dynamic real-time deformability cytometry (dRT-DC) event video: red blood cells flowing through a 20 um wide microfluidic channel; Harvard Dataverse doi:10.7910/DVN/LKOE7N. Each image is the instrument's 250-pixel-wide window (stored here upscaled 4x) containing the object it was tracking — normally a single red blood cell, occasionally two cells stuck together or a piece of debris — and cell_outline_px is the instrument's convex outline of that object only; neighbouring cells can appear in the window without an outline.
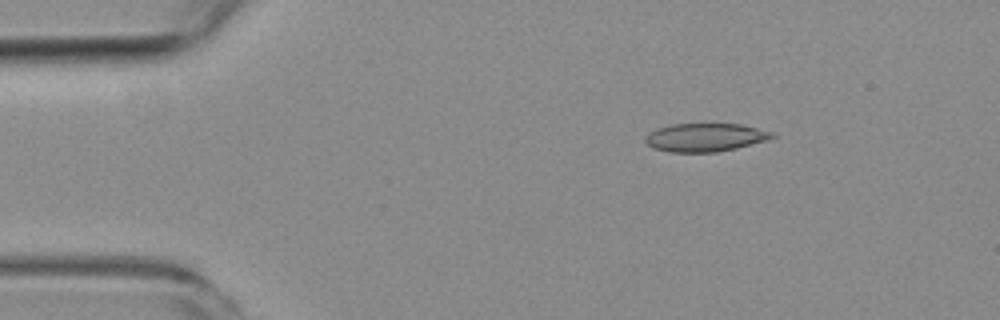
{"species": "common noctule bat (a hibernating species)", "species_latin": "Nyctalus noctula", "temperature_condition": "room temperature", "stored_images_in_passage": 6, "camera_frame_rate_fps": 3000, "um_per_image_px": 0.085, "animal": {"sex": "female", "body_mass_g": 19.3, "forearm_length_mm": 54.1}, "frame": {"image": 1, "passage_image": 2, "time_ms": 1.333, "image_size_px": [1000, 320], "cell_outline_px": [[776, 136], [768, 140], [736, 148], [716, 152], [672, 152], [652, 148], [644, 140], [644, 136], [656, 128], [672, 124], [740, 124], [776, 132]], "centroid_in_image_um": [59.96, 11.67], "position_along_channel_um": 25.0, "area_um2": 21.04}}
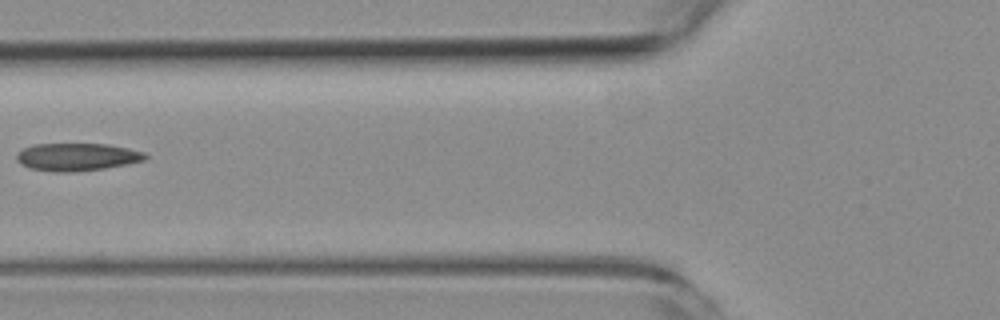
{"frame": {"image": 2, "passage_image": 6, "time_ms": 5.667, "image_size_px": [1000, 320], "cell_outline_px": [[148, 156], [144, 160], [128, 164], [104, 168], [72, 172], [52, 172], [32, 168], [20, 164], [16, 160], [16, 156], [24, 148], [32, 144], [108, 144], [128, 148], [144, 152]], "centroid_in_image_um": [6.55, 13.34], "position_along_channel_um": 119.3, "area_um2": 20.69}}